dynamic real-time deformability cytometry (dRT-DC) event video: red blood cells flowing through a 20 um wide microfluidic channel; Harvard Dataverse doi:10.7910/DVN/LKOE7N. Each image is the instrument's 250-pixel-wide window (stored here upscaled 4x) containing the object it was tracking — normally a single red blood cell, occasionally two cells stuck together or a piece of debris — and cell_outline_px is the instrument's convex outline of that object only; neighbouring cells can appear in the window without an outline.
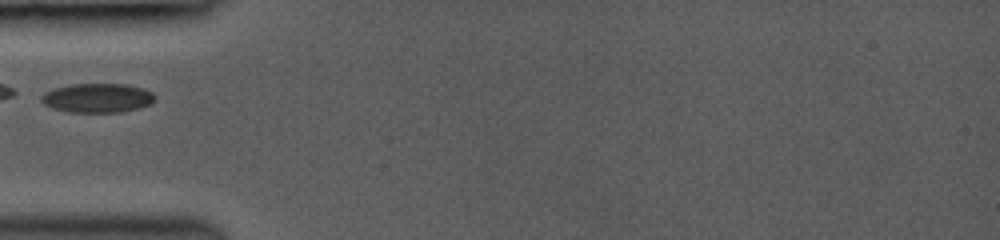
{"species": "common noctule bat (a hibernating species)", "species_latin": "Nyctalus noctula", "temperature_condition": "room temperature", "stored_images_in_passage": 2, "camera_frame_rate_fps": 3000, "um_per_image_px": 0.085, "animal": {"sex": "female", "body_mass_g": 19.0, "forearm_length_mm": 53.3}, "frame": {"image": 1, "passage_image": 1, "time_ms": 0.0, "image_size_px": [1000, 240], "cell_outline_px": [[156, 100], [152, 104], [120, 112], [68, 112], [52, 108], [44, 104], [40, 100], [40, 96], [44, 92], [52, 88], [72, 84], [124, 84], [140, 88], [152, 92], [156, 96]], "centroid_in_image_um": [8.25, 8.32], "position_along_channel_um": 76.7, "area_um2": 19.42}}